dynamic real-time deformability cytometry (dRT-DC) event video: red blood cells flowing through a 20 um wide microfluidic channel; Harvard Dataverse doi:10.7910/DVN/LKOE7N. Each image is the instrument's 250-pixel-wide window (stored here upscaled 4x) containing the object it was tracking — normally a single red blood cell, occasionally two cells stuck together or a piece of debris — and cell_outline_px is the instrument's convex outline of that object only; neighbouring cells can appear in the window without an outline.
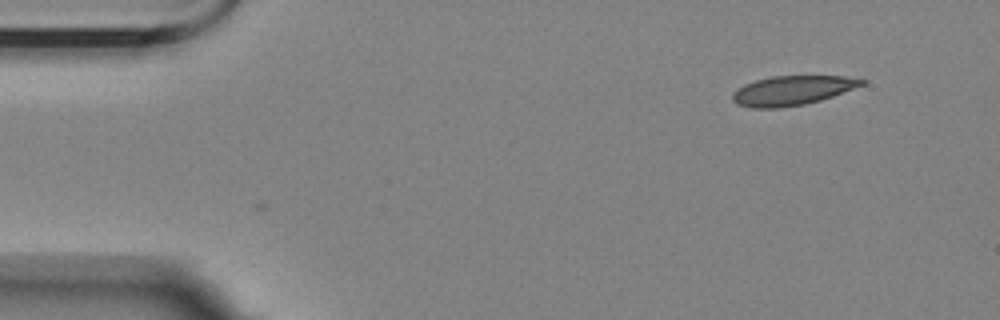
{"species": "Egyptian fruit bat (a non-hibernating species)", "species_latin": "Rousettus aegyptiacus", "temperature_condition": "room temperature", "stored_images_in_passage": 2, "camera_frame_rate_fps": 3000, "um_per_image_px": 0.085, "animal": {"sex": "female"}, "frame": {"image": 1, "passage_image": 2, "time_ms": 1.0, "image_size_px": [1000, 320], "cell_outline_px": [[868, 80], [864, 84], [832, 96], [820, 100], [804, 104], [780, 108], [752, 108], [736, 104], [732, 100], [732, 92], [744, 84], [756, 80], [772, 76], [844, 76]], "centroid_in_image_um": [67.3, 7.69], "position_along_channel_um": 17.7, "area_um2": 22.08}}